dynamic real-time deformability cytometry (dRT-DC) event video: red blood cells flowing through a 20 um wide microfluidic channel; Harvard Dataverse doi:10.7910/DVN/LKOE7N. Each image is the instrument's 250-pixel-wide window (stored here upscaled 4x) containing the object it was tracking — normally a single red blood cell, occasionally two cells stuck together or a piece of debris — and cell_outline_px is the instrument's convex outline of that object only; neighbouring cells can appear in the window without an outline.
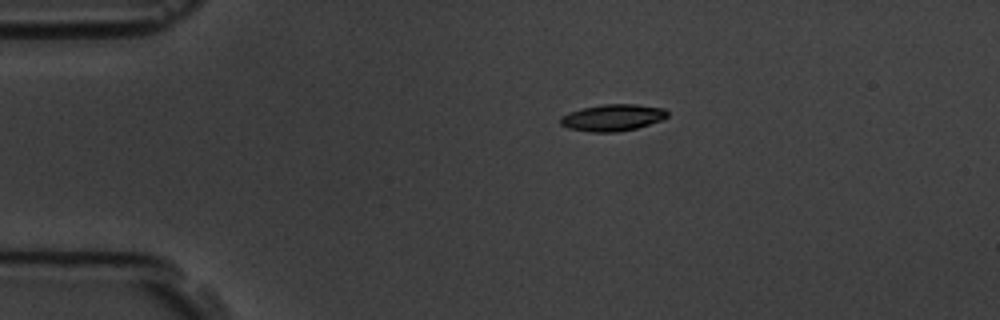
{"species": "common noctule bat (a hibernating species)", "species_latin": "Nyctalus noctula", "temperature_condition": "room temperature", "stored_images_in_passage": 6, "camera_frame_rate_fps": 3000, "um_per_image_px": 0.085, "animal": {"sex": "male", "body_mass_g": 19.5, "forearm_length_mm": 54.6}, "frame": {"image": 1, "passage_image": 1, "time_ms": 0.0, "image_size_px": [1000, 320], "cell_outline_px": [[668, 116], [660, 120], [636, 128], [616, 132], [592, 132], [568, 128], [560, 124], [560, 116], [568, 112], [580, 108], [604, 104], [636, 104], [664, 108], [668, 112]], "centroid_in_image_um": [52.03, 9.99], "position_along_channel_um": 33.0, "area_um2": 16.65}}
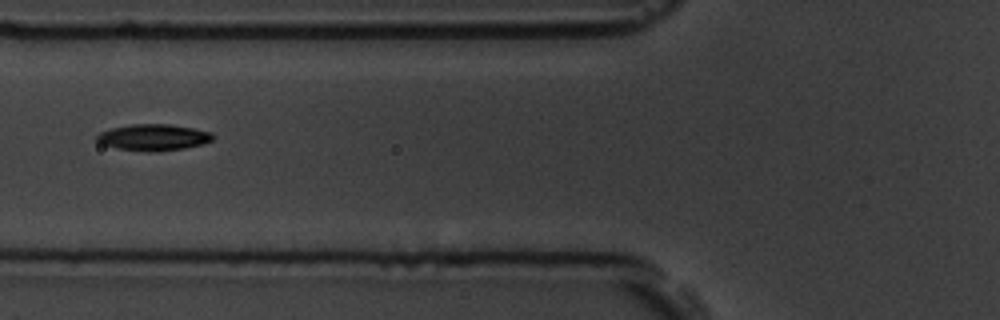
{"frame": {"image": 2, "passage_image": 4, "time_ms": 3.333, "image_size_px": [1000, 320], "cell_outline_px": [[216, 136], [212, 140], [204, 144], [184, 148], [156, 152], [148, 152], [116, 148], [104, 144], [96, 140], [96, 136], [100, 132], [112, 128], [132, 124], [168, 124], [192, 128], [212, 132]], "centroid_in_image_um": [13.08, 11.68], "position_along_channel_um": 112.7, "area_um2": 17.86}}
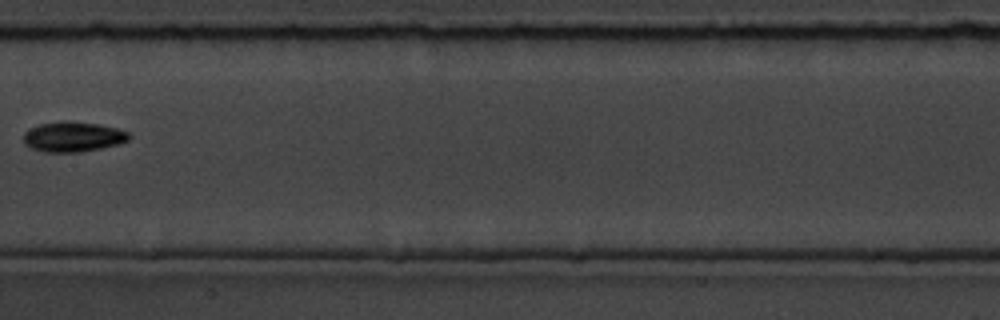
{"frame": {"image": 3, "passage_image": 6, "time_ms": 5.667, "image_size_px": [1000, 320], "cell_outline_px": [[132, 136], [128, 140], [120, 144], [80, 152], [44, 152], [32, 148], [24, 144], [24, 132], [40, 124], [64, 120], [96, 124], [116, 128], [128, 132]], "centroid_in_image_um": [6.21, 11.63], "position_along_channel_um": 201.2, "area_um2": 18.44}}